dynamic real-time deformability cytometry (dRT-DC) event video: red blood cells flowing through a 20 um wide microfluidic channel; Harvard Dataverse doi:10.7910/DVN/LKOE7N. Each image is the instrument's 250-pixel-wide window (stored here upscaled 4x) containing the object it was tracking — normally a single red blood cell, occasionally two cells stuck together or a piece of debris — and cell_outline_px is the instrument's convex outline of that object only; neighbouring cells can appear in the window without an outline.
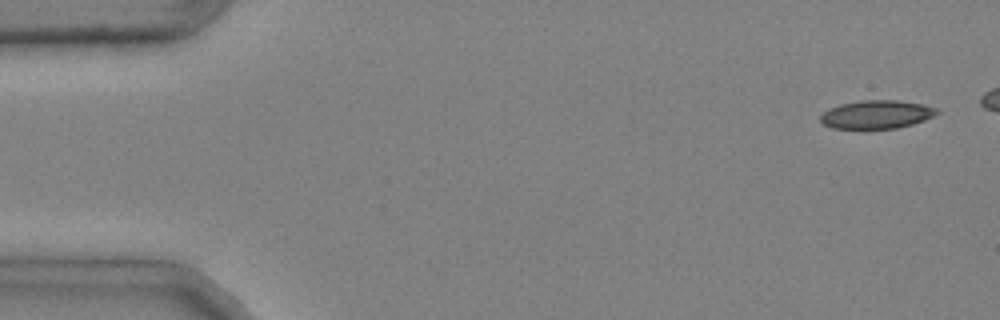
{"species": "common noctule bat (a hibernating species)", "species_latin": "Nyctalus noctula", "temperature_condition": "cold", "stored_images_in_passage": 43, "camera_frame_rate_fps": 3000, "um_per_image_px": 0.085, "animal": {"sex": "male", "body_mass_g": 20.4}, "frame": {"image": 1, "passage_image": 2, "time_ms": 0.333, "image_size_px": [1000, 320], "cell_outline_px": [[940, 112], [924, 120], [912, 124], [896, 128], [832, 128], [824, 124], [820, 120], [820, 116], [828, 108], [840, 104], [860, 100], [896, 100], [924, 104], [936, 108]], "centroid_in_image_um": [74.5, 9.71], "position_along_channel_um": 10.5, "area_um2": 19.13}}
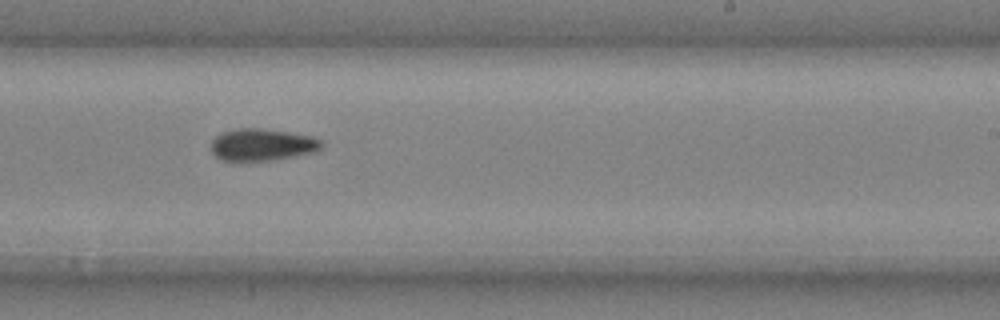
{"frame": {"image": 2, "passage_image": 30, "time_ms": 9.667, "image_size_px": [1000, 320], "cell_outline_px": [[324, 144], [320, 148], [312, 152], [296, 156], [276, 160], [220, 160], [212, 152], [212, 140], [216, 136], [224, 132], [236, 128], [260, 128], [288, 132], [312, 136], [320, 140]], "centroid_in_image_um": [22.29, 12.3], "position_along_channel_um": 266.7, "area_um2": 20.46}}
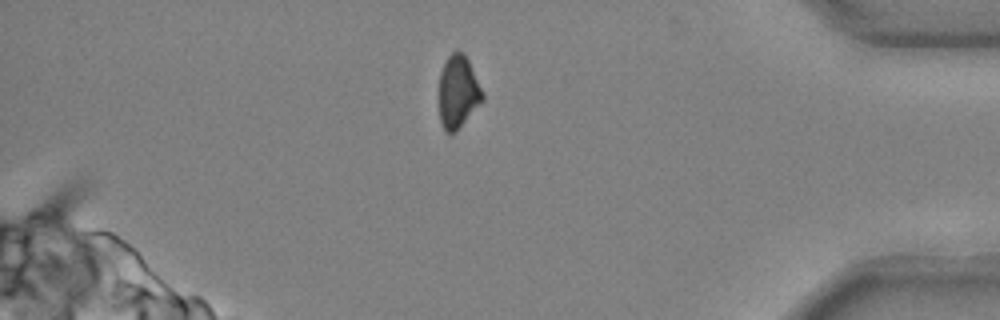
{"frame": {"image": 3, "passage_image": 42, "time_ms": 13.667, "image_size_px": [1000, 320], "cell_outline_px": [[484, 100], [456, 132], [444, 132], [440, 120], [440, 72], [448, 56], [452, 52], [464, 52], [484, 92]], "centroid_in_image_um": [38.96, 7.82], "position_along_channel_um": 396.2, "area_um2": 18.38}}